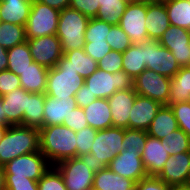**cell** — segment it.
<instances>
[{
  "label": "cell",
  "mask_w": 190,
  "mask_h": 190,
  "mask_svg": "<svg viewBox=\"0 0 190 190\" xmlns=\"http://www.w3.org/2000/svg\"><path fill=\"white\" fill-rule=\"evenodd\" d=\"M40 151L54 166L58 162L77 157L76 132L64 125L39 129Z\"/></svg>",
  "instance_id": "cell-1"
},
{
  "label": "cell",
  "mask_w": 190,
  "mask_h": 190,
  "mask_svg": "<svg viewBox=\"0 0 190 190\" xmlns=\"http://www.w3.org/2000/svg\"><path fill=\"white\" fill-rule=\"evenodd\" d=\"M124 128L111 127L97 130L90 153L79 156L85 165L97 173L109 166L113 158L123 150Z\"/></svg>",
  "instance_id": "cell-2"
},
{
  "label": "cell",
  "mask_w": 190,
  "mask_h": 190,
  "mask_svg": "<svg viewBox=\"0 0 190 190\" xmlns=\"http://www.w3.org/2000/svg\"><path fill=\"white\" fill-rule=\"evenodd\" d=\"M40 151L39 129L23 125L8 126L0 142V165L20 155Z\"/></svg>",
  "instance_id": "cell-3"
},
{
  "label": "cell",
  "mask_w": 190,
  "mask_h": 190,
  "mask_svg": "<svg viewBox=\"0 0 190 190\" xmlns=\"http://www.w3.org/2000/svg\"><path fill=\"white\" fill-rule=\"evenodd\" d=\"M90 18L76 9L67 7L60 11L56 35L62 51L84 49L85 31Z\"/></svg>",
  "instance_id": "cell-4"
},
{
  "label": "cell",
  "mask_w": 190,
  "mask_h": 190,
  "mask_svg": "<svg viewBox=\"0 0 190 190\" xmlns=\"http://www.w3.org/2000/svg\"><path fill=\"white\" fill-rule=\"evenodd\" d=\"M85 79L71 66H55L49 69L45 95L55 99H70L85 84Z\"/></svg>",
  "instance_id": "cell-5"
},
{
  "label": "cell",
  "mask_w": 190,
  "mask_h": 190,
  "mask_svg": "<svg viewBox=\"0 0 190 190\" xmlns=\"http://www.w3.org/2000/svg\"><path fill=\"white\" fill-rule=\"evenodd\" d=\"M41 151L20 155L4 166V177L29 178L38 181L51 167Z\"/></svg>",
  "instance_id": "cell-6"
},
{
  "label": "cell",
  "mask_w": 190,
  "mask_h": 190,
  "mask_svg": "<svg viewBox=\"0 0 190 190\" xmlns=\"http://www.w3.org/2000/svg\"><path fill=\"white\" fill-rule=\"evenodd\" d=\"M60 11L33 0L25 26L26 38L56 35Z\"/></svg>",
  "instance_id": "cell-7"
},
{
  "label": "cell",
  "mask_w": 190,
  "mask_h": 190,
  "mask_svg": "<svg viewBox=\"0 0 190 190\" xmlns=\"http://www.w3.org/2000/svg\"><path fill=\"white\" fill-rule=\"evenodd\" d=\"M84 82L97 98L108 99L118 90L133 88L134 80L123 70L110 74L98 68Z\"/></svg>",
  "instance_id": "cell-8"
},
{
  "label": "cell",
  "mask_w": 190,
  "mask_h": 190,
  "mask_svg": "<svg viewBox=\"0 0 190 190\" xmlns=\"http://www.w3.org/2000/svg\"><path fill=\"white\" fill-rule=\"evenodd\" d=\"M144 63L146 69L153 70L160 75L173 78L180 70L172 52L163 47L158 40H146L143 43Z\"/></svg>",
  "instance_id": "cell-9"
},
{
  "label": "cell",
  "mask_w": 190,
  "mask_h": 190,
  "mask_svg": "<svg viewBox=\"0 0 190 190\" xmlns=\"http://www.w3.org/2000/svg\"><path fill=\"white\" fill-rule=\"evenodd\" d=\"M54 167L60 172L67 190H92L95 173L79 157L62 160Z\"/></svg>",
  "instance_id": "cell-10"
},
{
  "label": "cell",
  "mask_w": 190,
  "mask_h": 190,
  "mask_svg": "<svg viewBox=\"0 0 190 190\" xmlns=\"http://www.w3.org/2000/svg\"><path fill=\"white\" fill-rule=\"evenodd\" d=\"M171 79L150 69H145L133 83L135 92L143 97L168 105Z\"/></svg>",
  "instance_id": "cell-11"
},
{
  "label": "cell",
  "mask_w": 190,
  "mask_h": 190,
  "mask_svg": "<svg viewBox=\"0 0 190 190\" xmlns=\"http://www.w3.org/2000/svg\"><path fill=\"white\" fill-rule=\"evenodd\" d=\"M147 3L129 2L122 14L119 26L128 35L133 44H142L149 40L145 24Z\"/></svg>",
  "instance_id": "cell-12"
},
{
  "label": "cell",
  "mask_w": 190,
  "mask_h": 190,
  "mask_svg": "<svg viewBox=\"0 0 190 190\" xmlns=\"http://www.w3.org/2000/svg\"><path fill=\"white\" fill-rule=\"evenodd\" d=\"M27 43L33 60L48 69L55 67L64 54L57 35L27 39Z\"/></svg>",
  "instance_id": "cell-13"
},
{
  "label": "cell",
  "mask_w": 190,
  "mask_h": 190,
  "mask_svg": "<svg viewBox=\"0 0 190 190\" xmlns=\"http://www.w3.org/2000/svg\"><path fill=\"white\" fill-rule=\"evenodd\" d=\"M157 177L173 188L189 187L190 151L170 155Z\"/></svg>",
  "instance_id": "cell-14"
},
{
  "label": "cell",
  "mask_w": 190,
  "mask_h": 190,
  "mask_svg": "<svg viewBox=\"0 0 190 190\" xmlns=\"http://www.w3.org/2000/svg\"><path fill=\"white\" fill-rule=\"evenodd\" d=\"M158 42L169 49L181 67L190 62V30L170 25Z\"/></svg>",
  "instance_id": "cell-15"
},
{
  "label": "cell",
  "mask_w": 190,
  "mask_h": 190,
  "mask_svg": "<svg viewBox=\"0 0 190 190\" xmlns=\"http://www.w3.org/2000/svg\"><path fill=\"white\" fill-rule=\"evenodd\" d=\"M114 173L137 183L147 177L141 154L123 149L108 166Z\"/></svg>",
  "instance_id": "cell-16"
},
{
  "label": "cell",
  "mask_w": 190,
  "mask_h": 190,
  "mask_svg": "<svg viewBox=\"0 0 190 190\" xmlns=\"http://www.w3.org/2000/svg\"><path fill=\"white\" fill-rule=\"evenodd\" d=\"M170 155L165 140L148 135L141 158L148 176H157Z\"/></svg>",
  "instance_id": "cell-17"
},
{
  "label": "cell",
  "mask_w": 190,
  "mask_h": 190,
  "mask_svg": "<svg viewBox=\"0 0 190 190\" xmlns=\"http://www.w3.org/2000/svg\"><path fill=\"white\" fill-rule=\"evenodd\" d=\"M161 106L155 100L137 95L130 111L128 129L147 131Z\"/></svg>",
  "instance_id": "cell-18"
},
{
  "label": "cell",
  "mask_w": 190,
  "mask_h": 190,
  "mask_svg": "<svg viewBox=\"0 0 190 190\" xmlns=\"http://www.w3.org/2000/svg\"><path fill=\"white\" fill-rule=\"evenodd\" d=\"M137 95L133 87L128 90H118L107 99L110 105L113 127L128 128L130 111Z\"/></svg>",
  "instance_id": "cell-19"
},
{
  "label": "cell",
  "mask_w": 190,
  "mask_h": 190,
  "mask_svg": "<svg viewBox=\"0 0 190 190\" xmlns=\"http://www.w3.org/2000/svg\"><path fill=\"white\" fill-rule=\"evenodd\" d=\"M148 39L159 40L171 25L163 0L147 3L146 21Z\"/></svg>",
  "instance_id": "cell-20"
},
{
  "label": "cell",
  "mask_w": 190,
  "mask_h": 190,
  "mask_svg": "<svg viewBox=\"0 0 190 190\" xmlns=\"http://www.w3.org/2000/svg\"><path fill=\"white\" fill-rule=\"evenodd\" d=\"M3 113L11 125H23L24 111L27 110V91L23 88L15 89L0 97Z\"/></svg>",
  "instance_id": "cell-21"
},
{
  "label": "cell",
  "mask_w": 190,
  "mask_h": 190,
  "mask_svg": "<svg viewBox=\"0 0 190 190\" xmlns=\"http://www.w3.org/2000/svg\"><path fill=\"white\" fill-rule=\"evenodd\" d=\"M76 107L77 104L74 97L70 99L58 100L46 95L43 114V127L51 125H62L64 119H67L68 115Z\"/></svg>",
  "instance_id": "cell-22"
},
{
  "label": "cell",
  "mask_w": 190,
  "mask_h": 190,
  "mask_svg": "<svg viewBox=\"0 0 190 190\" xmlns=\"http://www.w3.org/2000/svg\"><path fill=\"white\" fill-rule=\"evenodd\" d=\"M33 0H0V22L26 26Z\"/></svg>",
  "instance_id": "cell-23"
},
{
  "label": "cell",
  "mask_w": 190,
  "mask_h": 190,
  "mask_svg": "<svg viewBox=\"0 0 190 190\" xmlns=\"http://www.w3.org/2000/svg\"><path fill=\"white\" fill-rule=\"evenodd\" d=\"M56 66H71L84 79L98 69V62L87 55L84 49L64 52Z\"/></svg>",
  "instance_id": "cell-24"
},
{
  "label": "cell",
  "mask_w": 190,
  "mask_h": 190,
  "mask_svg": "<svg viewBox=\"0 0 190 190\" xmlns=\"http://www.w3.org/2000/svg\"><path fill=\"white\" fill-rule=\"evenodd\" d=\"M88 125L96 130L113 127L110 105L107 99L97 98L83 108Z\"/></svg>",
  "instance_id": "cell-25"
},
{
  "label": "cell",
  "mask_w": 190,
  "mask_h": 190,
  "mask_svg": "<svg viewBox=\"0 0 190 190\" xmlns=\"http://www.w3.org/2000/svg\"><path fill=\"white\" fill-rule=\"evenodd\" d=\"M49 69L35 61L19 76L21 88L31 93H45Z\"/></svg>",
  "instance_id": "cell-26"
},
{
  "label": "cell",
  "mask_w": 190,
  "mask_h": 190,
  "mask_svg": "<svg viewBox=\"0 0 190 190\" xmlns=\"http://www.w3.org/2000/svg\"><path fill=\"white\" fill-rule=\"evenodd\" d=\"M179 128L170 105H162L147 130L148 135L163 140L169 133Z\"/></svg>",
  "instance_id": "cell-27"
},
{
  "label": "cell",
  "mask_w": 190,
  "mask_h": 190,
  "mask_svg": "<svg viewBox=\"0 0 190 190\" xmlns=\"http://www.w3.org/2000/svg\"><path fill=\"white\" fill-rule=\"evenodd\" d=\"M45 93L27 92V110L23 115V126L42 128L44 121Z\"/></svg>",
  "instance_id": "cell-28"
},
{
  "label": "cell",
  "mask_w": 190,
  "mask_h": 190,
  "mask_svg": "<svg viewBox=\"0 0 190 190\" xmlns=\"http://www.w3.org/2000/svg\"><path fill=\"white\" fill-rule=\"evenodd\" d=\"M134 182L114 173L109 167L95 173L92 190H126Z\"/></svg>",
  "instance_id": "cell-29"
},
{
  "label": "cell",
  "mask_w": 190,
  "mask_h": 190,
  "mask_svg": "<svg viewBox=\"0 0 190 190\" xmlns=\"http://www.w3.org/2000/svg\"><path fill=\"white\" fill-rule=\"evenodd\" d=\"M190 101V71L181 67L179 72L171 78L168 105Z\"/></svg>",
  "instance_id": "cell-30"
},
{
  "label": "cell",
  "mask_w": 190,
  "mask_h": 190,
  "mask_svg": "<svg viewBox=\"0 0 190 190\" xmlns=\"http://www.w3.org/2000/svg\"><path fill=\"white\" fill-rule=\"evenodd\" d=\"M122 57V70L133 80L146 69L143 44H132L122 53Z\"/></svg>",
  "instance_id": "cell-31"
},
{
  "label": "cell",
  "mask_w": 190,
  "mask_h": 190,
  "mask_svg": "<svg viewBox=\"0 0 190 190\" xmlns=\"http://www.w3.org/2000/svg\"><path fill=\"white\" fill-rule=\"evenodd\" d=\"M171 25L190 30V0H163Z\"/></svg>",
  "instance_id": "cell-32"
},
{
  "label": "cell",
  "mask_w": 190,
  "mask_h": 190,
  "mask_svg": "<svg viewBox=\"0 0 190 190\" xmlns=\"http://www.w3.org/2000/svg\"><path fill=\"white\" fill-rule=\"evenodd\" d=\"M33 62L27 41L8 49L7 70L16 75L20 76Z\"/></svg>",
  "instance_id": "cell-33"
},
{
  "label": "cell",
  "mask_w": 190,
  "mask_h": 190,
  "mask_svg": "<svg viewBox=\"0 0 190 190\" xmlns=\"http://www.w3.org/2000/svg\"><path fill=\"white\" fill-rule=\"evenodd\" d=\"M25 26L0 22V45L5 49L26 42Z\"/></svg>",
  "instance_id": "cell-34"
},
{
  "label": "cell",
  "mask_w": 190,
  "mask_h": 190,
  "mask_svg": "<svg viewBox=\"0 0 190 190\" xmlns=\"http://www.w3.org/2000/svg\"><path fill=\"white\" fill-rule=\"evenodd\" d=\"M128 0L100 4L95 18L103 20L110 25H119L122 14L125 12Z\"/></svg>",
  "instance_id": "cell-35"
},
{
  "label": "cell",
  "mask_w": 190,
  "mask_h": 190,
  "mask_svg": "<svg viewBox=\"0 0 190 190\" xmlns=\"http://www.w3.org/2000/svg\"><path fill=\"white\" fill-rule=\"evenodd\" d=\"M163 140L171 156L190 151V137L180 128L169 133Z\"/></svg>",
  "instance_id": "cell-36"
},
{
  "label": "cell",
  "mask_w": 190,
  "mask_h": 190,
  "mask_svg": "<svg viewBox=\"0 0 190 190\" xmlns=\"http://www.w3.org/2000/svg\"><path fill=\"white\" fill-rule=\"evenodd\" d=\"M103 20L98 18H90L85 31V43H92L93 41H106L111 27Z\"/></svg>",
  "instance_id": "cell-37"
},
{
  "label": "cell",
  "mask_w": 190,
  "mask_h": 190,
  "mask_svg": "<svg viewBox=\"0 0 190 190\" xmlns=\"http://www.w3.org/2000/svg\"><path fill=\"white\" fill-rule=\"evenodd\" d=\"M147 137V131L128 128L124 129L122 142L123 149L141 154Z\"/></svg>",
  "instance_id": "cell-38"
},
{
  "label": "cell",
  "mask_w": 190,
  "mask_h": 190,
  "mask_svg": "<svg viewBox=\"0 0 190 190\" xmlns=\"http://www.w3.org/2000/svg\"><path fill=\"white\" fill-rule=\"evenodd\" d=\"M106 41L112 50L123 53L133 43L119 25H113L106 37Z\"/></svg>",
  "instance_id": "cell-39"
},
{
  "label": "cell",
  "mask_w": 190,
  "mask_h": 190,
  "mask_svg": "<svg viewBox=\"0 0 190 190\" xmlns=\"http://www.w3.org/2000/svg\"><path fill=\"white\" fill-rule=\"evenodd\" d=\"M38 190H67L60 172L51 166L38 180Z\"/></svg>",
  "instance_id": "cell-40"
},
{
  "label": "cell",
  "mask_w": 190,
  "mask_h": 190,
  "mask_svg": "<svg viewBox=\"0 0 190 190\" xmlns=\"http://www.w3.org/2000/svg\"><path fill=\"white\" fill-rule=\"evenodd\" d=\"M97 130L87 126L76 132L77 157L90 153Z\"/></svg>",
  "instance_id": "cell-41"
},
{
  "label": "cell",
  "mask_w": 190,
  "mask_h": 190,
  "mask_svg": "<svg viewBox=\"0 0 190 190\" xmlns=\"http://www.w3.org/2000/svg\"><path fill=\"white\" fill-rule=\"evenodd\" d=\"M178 126L190 137V101L170 104Z\"/></svg>",
  "instance_id": "cell-42"
},
{
  "label": "cell",
  "mask_w": 190,
  "mask_h": 190,
  "mask_svg": "<svg viewBox=\"0 0 190 190\" xmlns=\"http://www.w3.org/2000/svg\"><path fill=\"white\" fill-rule=\"evenodd\" d=\"M123 67V57L121 52L111 50L98 62V68L110 74L121 71Z\"/></svg>",
  "instance_id": "cell-43"
},
{
  "label": "cell",
  "mask_w": 190,
  "mask_h": 190,
  "mask_svg": "<svg viewBox=\"0 0 190 190\" xmlns=\"http://www.w3.org/2000/svg\"><path fill=\"white\" fill-rule=\"evenodd\" d=\"M18 88H21L18 75L9 70L0 72V97Z\"/></svg>",
  "instance_id": "cell-44"
},
{
  "label": "cell",
  "mask_w": 190,
  "mask_h": 190,
  "mask_svg": "<svg viewBox=\"0 0 190 190\" xmlns=\"http://www.w3.org/2000/svg\"><path fill=\"white\" fill-rule=\"evenodd\" d=\"M62 125L70 128L75 132L89 126L85 118L83 108L81 107H76L75 109H73L68 115L67 119H64Z\"/></svg>",
  "instance_id": "cell-45"
},
{
  "label": "cell",
  "mask_w": 190,
  "mask_h": 190,
  "mask_svg": "<svg viewBox=\"0 0 190 190\" xmlns=\"http://www.w3.org/2000/svg\"><path fill=\"white\" fill-rule=\"evenodd\" d=\"M69 7L76 9L89 18H95L100 4L98 0H71Z\"/></svg>",
  "instance_id": "cell-46"
},
{
  "label": "cell",
  "mask_w": 190,
  "mask_h": 190,
  "mask_svg": "<svg viewBox=\"0 0 190 190\" xmlns=\"http://www.w3.org/2000/svg\"><path fill=\"white\" fill-rule=\"evenodd\" d=\"M111 50L107 41H93L92 43H85L84 45L85 53L96 62H99Z\"/></svg>",
  "instance_id": "cell-47"
},
{
  "label": "cell",
  "mask_w": 190,
  "mask_h": 190,
  "mask_svg": "<svg viewBox=\"0 0 190 190\" xmlns=\"http://www.w3.org/2000/svg\"><path fill=\"white\" fill-rule=\"evenodd\" d=\"M5 190H38V181L29 178L4 177Z\"/></svg>",
  "instance_id": "cell-48"
},
{
  "label": "cell",
  "mask_w": 190,
  "mask_h": 190,
  "mask_svg": "<svg viewBox=\"0 0 190 190\" xmlns=\"http://www.w3.org/2000/svg\"><path fill=\"white\" fill-rule=\"evenodd\" d=\"M138 190H173L174 188L157 176H147L136 183Z\"/></svg>",
  "instance_id": "cell-49"
},
{
  "label": "cell",
  "mask_w": 190,
  "mask_h": 190,
  "mask_svg": "<svg viewBox=\"0 0 190 190\" xmlns=\"http://www.w3.org/2000/svg\"><path fill=\"white\" fill-rule=\"evenodd\" d=\"M75 101L77 107L85 108L91 102L97 99V97L89 91V87L83 84L81 88L75 93Z\"/></svg>",
  "instance_id": "cell-50"
},
{
  "label": "cell",
  "mask_w": 190,
  "mask_h": 190,
  "mask_svg": "<svg viewBox=\"0 0 190 190\" xmlns=\"http://www.w3.org/2000/svg\"><path fill=\"white\" fill-rule=\"evenodd\" d=\"M36 1L46 4L51 8L62 11L63 9L69 7L71 0H36Z\"/></svg>",
  "instance_id": "cell-51"
},
{
  "label": "cell",
  "mask_w": 190,
  "mask_h": 190,
  "mask_svg": "<svg viewBox=\"0 0 190 190\" xmlns=\"http://www.w3.org/2000/svg\"><path fill=\"white\" fill-rule=\"evenodd\" d=\"M8 50L0 45V72L7 70Z\"/></svg>",
  "instance_id": "cell-52"
},
{
  "label": "cell",
  "mask_w": 190,
  "mask_h": 190,
  "mask_svg": "<svg viewBox=\"0 0 190 190\" xmlns=\"http://www.w3.org/2000/svg\"><path fill=\"white\" fill-rule=\"evenodd\" d=\"M0 123L5 126H11V124L6 120V114L3 113V105L0 101Z\"/></svg>",
  "instance_id": "cell-53"
},
{
  "label": "cell",
  "mask_w": 190,
  "mask_h": 190,
  "mask_svg": "<svg viewBox=\"0 0 190 190\" xmlns=\"http://www.w3.org/2000/svg\"><path fill=\"white\" fill-rule=\"evenodd\" d=\"M0 190H5L4 169L0 165Z\"/></svg>",
  "instance_id": "cell-54"
},
{
  "label": "cell",
  "mask_w": 190,
  "mask_h": 190,
  "mask_svg": "<svg viewBox=\"0 0 190 190\" xmlns=\"http://www.w3.org/2000/svg\"><path fill=\"white\" fill-rule=\"evenodd\" d=\"M8 126H5L0 123V142L2 141V138L7 130Z\"/></svg>",
  "instance_id": "cell-55"
},
{
  "label": "cell",
  "mask_w": 190,
  "mask_h": 190,
  "mask_svg": "<svg viewBox=\"0 0 190 190\" xmlns=\"http://www.w3.org/2000/svg\"><path fill=\"white\" fill-rule=\"evenodd\" d=\"M129 2H135V3H152V2H157L160 0H128Z\"/></svg>",
  "instance_id": "cell-56"
},
{
  "label": "cell",
  "mask_w": 190,
  "mask_h": 190,
  "mask_svg": "<svg viewBox=\"0 0 190 190\" xmlns=\"http://www.w3.org/2000/svg\"><path fill=\"white\" fill-rule=\"evenodd\" d=\"M121 0H98L99 4H102V3H110V2H119Z\"/></svg>",
  "instance_id": "cell-57"
},
{
  "label": "cell",
  "mask_w": 190,
  "mask_h": 190,
  "mask_svg": "<svg viewBox=\"0 0 190 190\" xmlns=\"http://www.w3.org/2000/svg\"><path fill=\"white\" fill-rule=\"evenodd\" d=\"M126 190H138L136 183H134L130 188H128Z\"/></svg>",
  "instance_id": "cell-58"
},
{
  "label": "cell",
  "mask_w": 190,
  "mask_h": 190,
  "mask_svg": "<svg viewBox=\"0 0 190 190\" xmlns=\"http://www.w3.org/2000/svg\"><path fill=\"white\" fill-rule=\"evenodd\" d=\"M173 190H190V186L189 187L174 188Z\"/></svg>",
  "instance_id": "cell-59"
},
{
  "label": "cell",
  "mask_w": 190,
  "mask_h": 190,
  "mask_svg": "<svg viewBox=\"0 0 190 190\" xmlns=\"http://www.w3.org/2000/svg\"><path fill=\"white\" fill-rule=\"evenodd\" d=\"M185 68H186L188 71H190V62H189L188 65L185 66Z\"/></svg>",
  "instance_id": "cell-60"
}]
</instances>
